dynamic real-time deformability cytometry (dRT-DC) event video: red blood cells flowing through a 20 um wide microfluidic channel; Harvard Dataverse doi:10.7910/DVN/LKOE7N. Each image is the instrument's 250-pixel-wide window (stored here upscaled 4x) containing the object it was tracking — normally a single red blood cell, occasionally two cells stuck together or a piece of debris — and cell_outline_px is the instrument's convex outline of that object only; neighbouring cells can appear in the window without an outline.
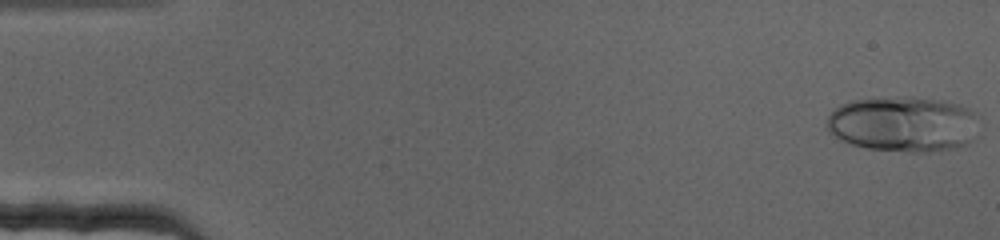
{"species": "human", "species_latin": "Homo sapiens", "temperature_condition": "cold", "stored_images_in_passage": 69, "camera_frame_rate_fps": 3000, "um_per_image_px": 0.085, "donor": {"sex": "female"}, "frame": {"image": 1, "passage_image": 1, "time_ms": 0.0, "image_size_px": [1000, 240], "cell_outline_px": [[984, 124], [980, 136], [976, 140], [968, 144], [952, 148], [928, 152], [908, 152], [864, 148], [848, 144], [828, 132], [824, 124], [828, 116], [840, 104], [852, 100], [908, 96], [912, 96], [944, 100], [960, 104], [968, 108], [980, 116]], "centroid_in_image_um": [76.89, 10.55], "position_along_channel_um": 8.1, "area_um2": 50.98}}
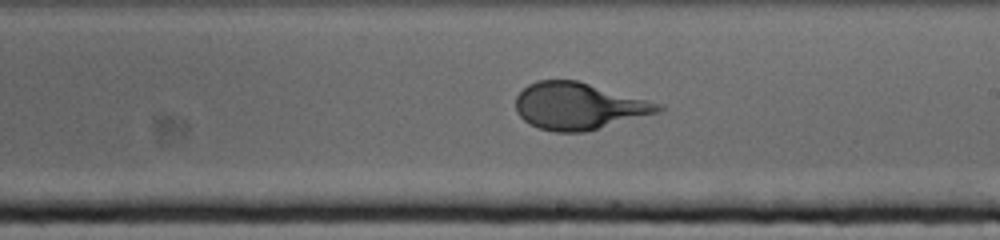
{"frame": {"image": 2, "passage_image": 40, "time_ms": 13.0, "image_size_px": [1000, 240], "cell_outline_px": [[664, 108], [660, 112], [584, 132], [556, 132], [540, 128], [528, 124], [516, 112], [516, 96], [528, 84], [536, 80], [576, 80], [664, 104]], "centroid_in_image_um": [49.18, 9.01], "position_along_channel_um": 239.8, "area_um2": 38.9}}
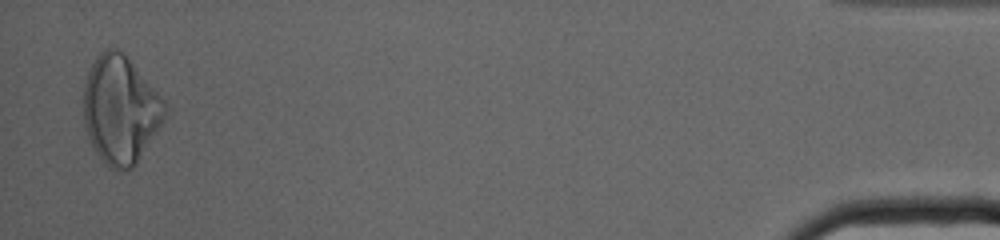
{"frame": {"image": 3, "passage_image": 68, "time_ms": 22.333, "image_size_px": [1000, 240], "cell_outline_px": [[168, 104], [164, 116], [160, 124], [136, 164], [128, 172], [112, 168], [96, 152], [88, 136], [84, 124], [80, 108], [84, 84], [88, 72], [96, 56], [104, 48], [116, 48], [124, 52]], "centroid_in_image_um": [10.19, 9.28], "position_along_channel_um": 425.0, "area_um2": 51.33}}